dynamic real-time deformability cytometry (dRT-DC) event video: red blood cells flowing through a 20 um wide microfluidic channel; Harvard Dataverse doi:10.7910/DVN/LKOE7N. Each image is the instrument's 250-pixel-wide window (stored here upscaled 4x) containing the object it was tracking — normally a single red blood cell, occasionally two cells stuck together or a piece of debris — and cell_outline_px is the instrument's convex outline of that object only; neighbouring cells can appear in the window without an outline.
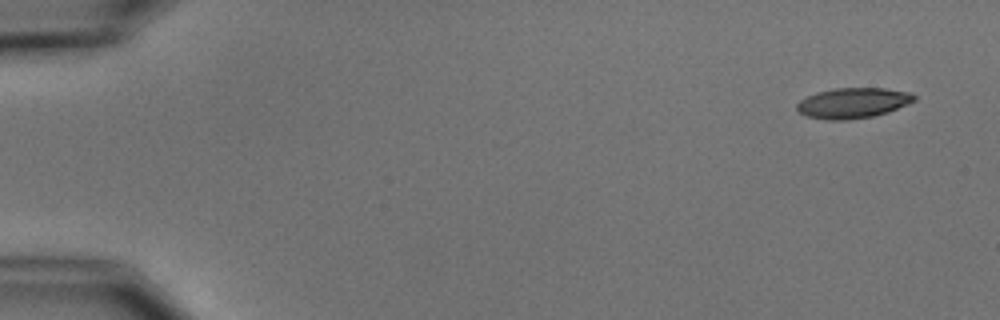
{"species": "common noctule bat (a hibernating species)", "species_latin": "Nyctalus noctula", "temperature_condition": "cold", "stored_images_in_passage": 4, "camera_frame_rate_fps": 3000, "um_per_image_px": 0.085, "animal": {"sex": "male", "body_mass_g": 15.6}, "frame": {"image": 1, "passage_image": 1, "time_ms": 0.0, "image_size_px": [1000, 320], "cell_outline_px": [[916, 100], [888, 112], [872, 116], [844, 120], [828, 120], [808, 116], [800, 112], [796, 108], [796, 104], [800, 100], [816, 92], [832, 88], [884, 88], [912, 92], [916, 96]], "centroid_in_image_um": [72.51, 8.74], "position_along_channel_um": 12.5, "area_um2": 20.75}}